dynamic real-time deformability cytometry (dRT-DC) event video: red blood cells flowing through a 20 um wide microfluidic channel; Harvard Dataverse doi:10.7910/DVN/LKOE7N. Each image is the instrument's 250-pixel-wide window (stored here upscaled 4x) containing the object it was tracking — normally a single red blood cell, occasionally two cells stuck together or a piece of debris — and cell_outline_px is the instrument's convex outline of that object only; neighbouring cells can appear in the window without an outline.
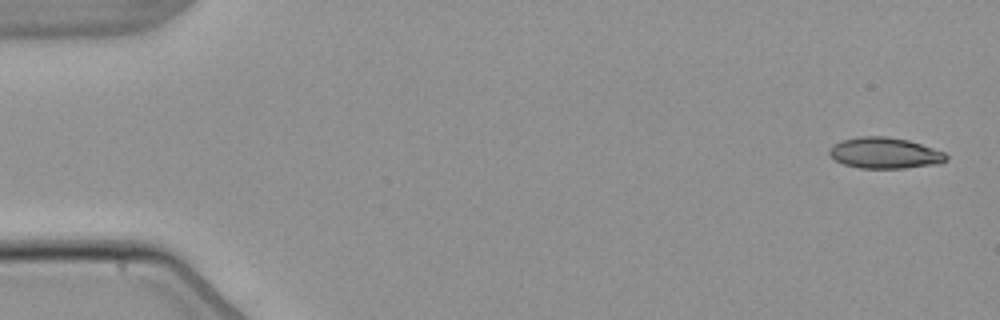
{"species": "common noctule bat (a hibernating species)", "species_latin": "Nyctalus noctula", "temperature_condition": "warm", "stored_images_in_passage": 5, "camera_frame_rate_fps": 3000, "um_per_image_px": 0.085, "animal": {"sex": "male", "body_mass_g": 21.5, "forearm_length_mm": 52.0}, "frame": {"image": 1, "passage_image": 1, "time_ms": 0.0, "image_size_px": [1000, 320], "cell_outline_px": [[948, 160], [940, 164], [904, 168], [860, 168], [844, 164], [836, 160], [828, 152], [828, 148], [832, 144], [840, 140], [860, 136], [888, 136], [908, 140], [944, 152], [948, 156]], "centroid_in_image_um": [75.2, 13.0], "position_along_channel_um": 9.8, "area_um2": 21.27}}